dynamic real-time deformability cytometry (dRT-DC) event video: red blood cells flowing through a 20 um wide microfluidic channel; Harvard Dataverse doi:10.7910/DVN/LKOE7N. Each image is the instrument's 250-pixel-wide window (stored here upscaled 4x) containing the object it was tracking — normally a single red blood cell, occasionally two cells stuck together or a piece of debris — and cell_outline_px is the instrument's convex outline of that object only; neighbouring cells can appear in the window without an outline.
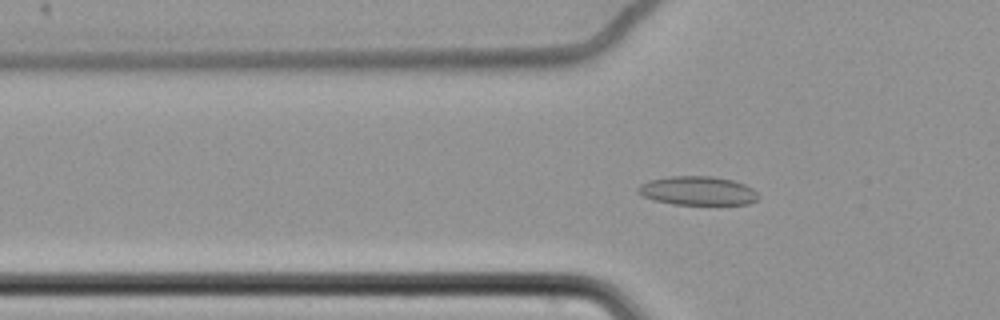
{"species": "common noctule bat (a hibernating species)", "species_latin": "Nyctalus noctula", "temperature_condition": "cold", "stored_images_in_passage": 61, "camera_frame_rate_fps": 3000, "um_per_image_px": 0.085, "animal": {"sex": "female", "body_mass_g": 22.7, "forearm_length_mm": 54.2}, "frame": {"image": 1, "passage_image": 21, "time_ms": 6.667, "image_size_px": [1000, 320], "cell_outline_px": [[760, 196], [756, 200], [748, 204], [672, 204], [656, 200], [644, 196], [636, 192], [636, 188], [640, 184], [648, 180], [668, 176], [712, 176], [732, 180], [744, 184], [752, 188]], "centroid_in_image_um": [59.28, 16.2], "position_along_channel_um": 66.5, "area_um2": 20.23}}
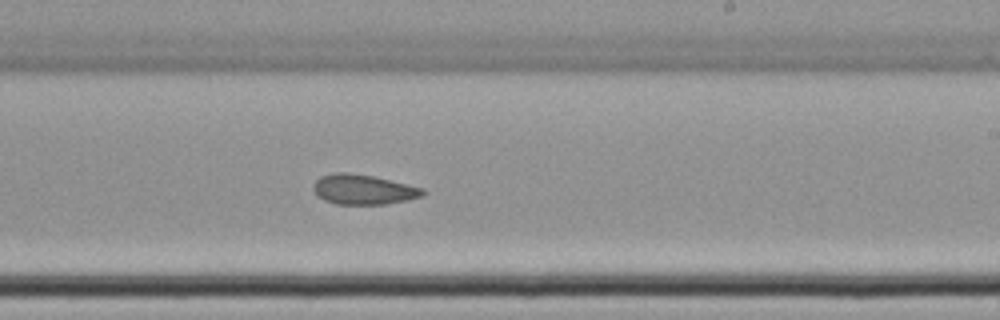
{"frame": {"image": 2, "passage_image": 38, "time_ms": 12.333, "image_size_px": [1000, 320], "cell_outline_px": [[424, 196], [384, 204], [336, 204], [324, 200], [316, 196], [312, 188], [312, 184], [320, 176], [336, 172], [348, 172], [372, 176], [424, 188]], "centroid_in_image_um": [30.82, 16.1], "position_along_channel_um": 258.2, "area_um2": 19.07}}
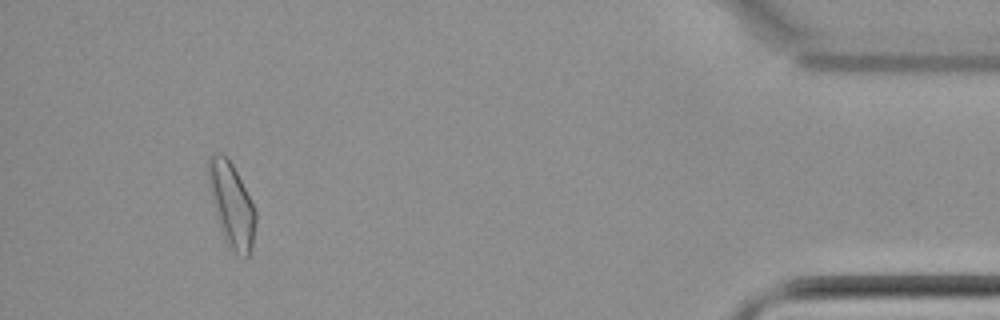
{"frame": {"image": 3, "passage_image": 57, "time_ms": 18.667, "image_size_px": [1000, 320], "cell_outline_px": [[256, 224], [252, 248], [248, 256], [244, 260], [228, 248], [216, 216], [208, 184], [208, 156], [212, 152], [220, 152], [232, 164], [256, 212]], "centroid_in_image_um": [19.68, 17.46], "position_along_channel_um": 415.5, "area_um2": 23.06}, "authors_computed_cell_mechanics": {"area_um2": 20.23, "velocity_mm_per_s": 3.4686, "shape_relaxation_time_tau1_ms": null, "shape_relaxation_time_tau2_ms": 6.7926, "deformation_change_tau1": null, "deformation_change_tau2": 0.0987}}